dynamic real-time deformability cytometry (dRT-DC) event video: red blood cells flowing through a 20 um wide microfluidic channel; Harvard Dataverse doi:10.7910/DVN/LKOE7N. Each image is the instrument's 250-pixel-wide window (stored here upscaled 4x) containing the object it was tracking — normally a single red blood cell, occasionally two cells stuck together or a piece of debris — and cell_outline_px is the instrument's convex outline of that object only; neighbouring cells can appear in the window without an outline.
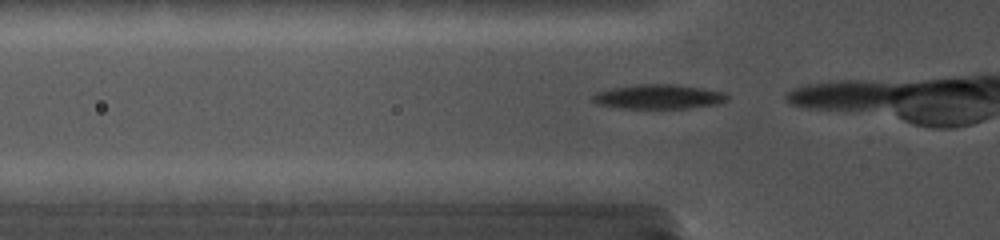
{"species": "common noctule bat (a hibernating species)", "species_latin": "Nyctalus noctula", "temperature_condition": "cold", "stored_images_in_passage": 4, "camera_frame_rate_fps": 5000, "um_per_image_px": 0.085, "animal": {"sex": "female", "body_mass_g": 19.0, "forearm_length_mm": 56.7}, "frame": {"image": 1, "passage_image": 2, "time_ms": 0.2, "image_size_px": [1000, 240], "cell_outline_px": [[728, 100], [720, 104], [688, 108], [620, 108], [596, 104], [592, 100], [592, 96], [596, 92], [608, 88], [632, 84], [676, 84], [704, 88], [724, 92], [728, 96]], "centroid_in_image_um": [55.97, 8.21], "position_along_channel_um": 69.8, "area_um2": 19.54}}